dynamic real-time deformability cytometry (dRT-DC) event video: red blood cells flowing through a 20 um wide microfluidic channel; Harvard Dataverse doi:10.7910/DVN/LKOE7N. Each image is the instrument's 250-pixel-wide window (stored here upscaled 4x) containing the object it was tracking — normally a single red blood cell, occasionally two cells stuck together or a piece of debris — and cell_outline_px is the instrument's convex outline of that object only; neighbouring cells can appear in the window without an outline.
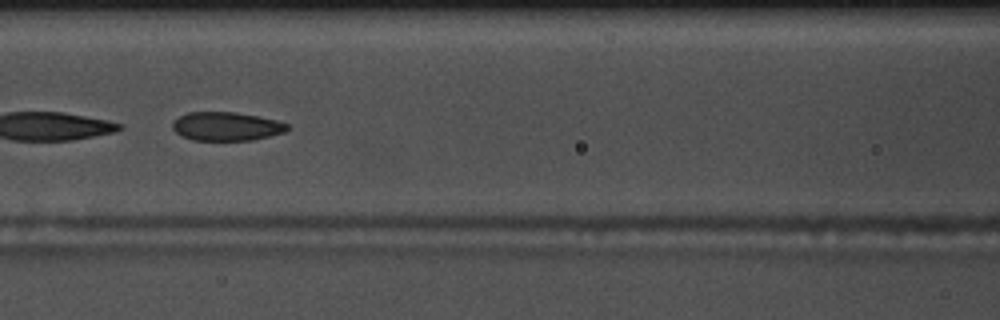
{"species": "common noctule bat (a hibernating species)", "species_latin": "Nyctalus noctula", "temperature_condition": "warm", "stored_images_in_passage": 54, "camera_frame_rate_fps": 3000, "um_per_image_px": 0.085, "animal": {"sex": "male", "body_mass_g": 17.5, "forearm_length_mm": 52.3}, "frame": {"image": 1, "passage_image": 24, "time_ms": 7.667, "image_size_px": [1000, 320], "cell_outline_px": [[288, 128], [284, 132], [252, 140], [192, 140], [176, 132], [172, 128], [172, 124], [180, 116], [188, 112], [236, 112], [276, 120], [288, 124]], "centroid_in_image_um": [19.24, 10.74], "position_along_channel_um": 147.4, "area_um2": 18.9}, "authors_computed_cell_mechanics": {"area_um2": 22.3686, "velocity_mm_per_s": 3.65, "shape_relaxation_time_tau1_ms": 4.2573, "shape_relaxation_time_tau2_ms": 1.6917, "deformation_change_tau1": 0.12, "deformation_change_tau2": 0.0712}}